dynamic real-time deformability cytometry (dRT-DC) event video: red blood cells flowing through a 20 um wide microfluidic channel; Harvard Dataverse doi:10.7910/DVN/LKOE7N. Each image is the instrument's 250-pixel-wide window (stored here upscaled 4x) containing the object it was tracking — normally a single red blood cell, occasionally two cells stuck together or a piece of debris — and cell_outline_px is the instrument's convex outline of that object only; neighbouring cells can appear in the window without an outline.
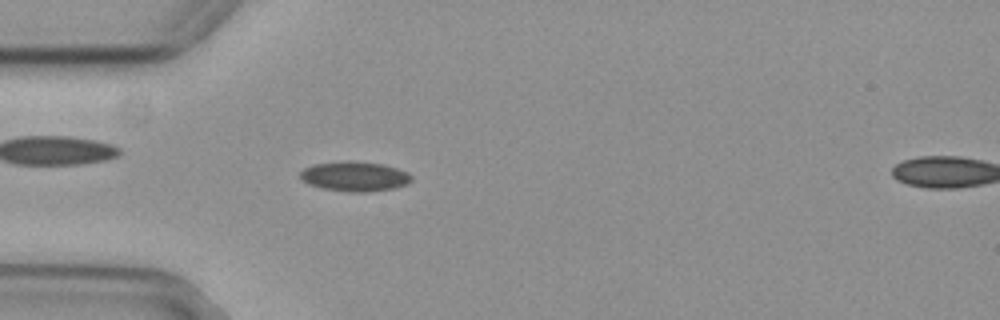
{"species": "common noctule bat (a hibernating species)", "species_latin": "Nyctalus noctula", "temperature_condition": "cold", "stored_images_in_passage": 55, "camera_frame_rate_fps": 3000, "um_per_image_px": 0.085, "animal": {"sex": "female", "body_mass_g": 29.2, "forearm_length_mm": 56.3}, "frame": {"image": 1, "passage_image": 16, "time_ms": 5.0, "image_size_px": [1000, 320], "cell_outline_px": [[412, 180], [408, 184], [396, 188], [364, 192], [348, 192], [324, 188], [308, 184], [300, 180], [300, 172], [304, 168], [312, 164], [344, 160], [348, 160], [384, 164], [408, 172], [412, 176]], "centroid_in_image_um": [30.14, 14.98], "position_along_channel_um": 54.9, "area_um2": 19.59}}
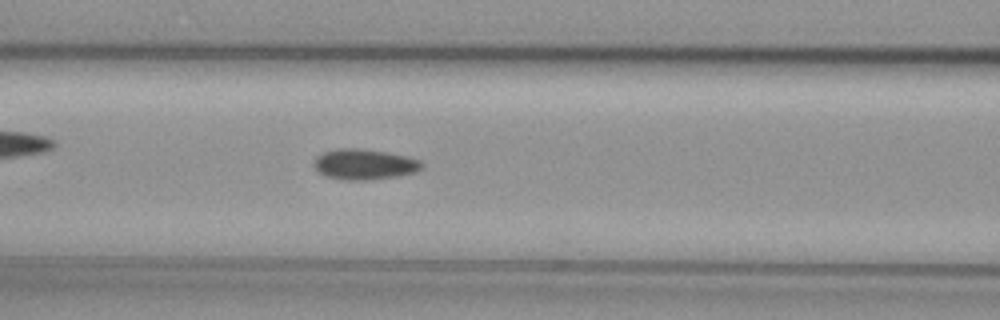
{"frame": {"image": 2, "passage_image": 23, "time_ms": 7.333, "image_size_px": [1000, 320], "cell_outline_px": [[424, 168], [416, 172], [396, 176], [368, 180], [344, 180], [324, 176], [312, 164], [316, 156], [324, 152], [340, 148], [356, 148], [388, 152], [408, 156], [420, 160], [424, 164]], "centroid_in_image_um": [30.99, 13.96], "position_along_channel_um": 135.6, "area_um2": 19.36}}
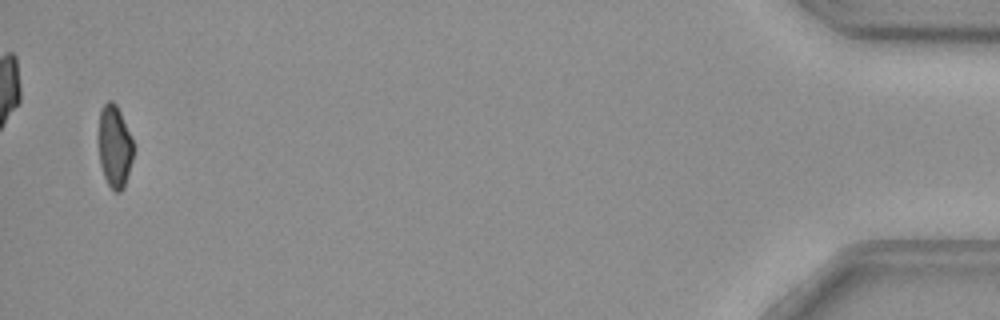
{"frame": {"image": 3, "passage_image": 54, "time_ms": 17.667, "image_size_px": [1000, 320], "cell_outline_px": [[132, 160], [124, 188], [120, 192], [116, 192], [108, 184], [104, 176], [100, 164], [100, 108], [108, 100], [112, 100], [116, 104], [120, 112], [132, 140]], "centroid_in_image_um": [9.74, 12.46], "position_along_channel_um": 425.5, "area_um2": 16.18}, "authors_computed_cell_mechanics": {"area_um2": 18.3804, "velocity_mm_per_s": 3.7108, "shape_relaxation_time_tau1_ms": null, "shape_relaxation_time_tau2_ms": 7.3271, "deformation_change_tau1": null, "deformation_change_tau2": 0.1192}}